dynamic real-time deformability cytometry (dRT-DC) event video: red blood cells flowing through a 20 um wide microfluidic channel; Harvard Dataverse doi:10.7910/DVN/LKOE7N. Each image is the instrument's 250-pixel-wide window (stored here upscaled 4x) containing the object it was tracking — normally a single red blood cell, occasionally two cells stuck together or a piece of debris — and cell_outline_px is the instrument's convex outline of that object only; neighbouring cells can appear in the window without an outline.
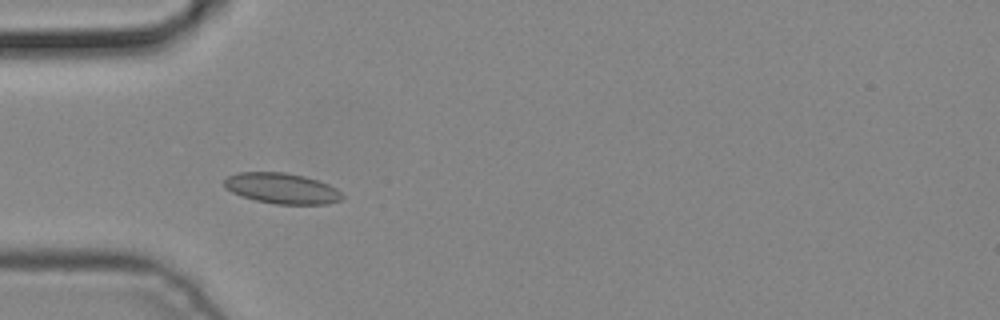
{"species": "common noctule bat (a hibernating species)", "species_latin": "Nyctalus noctula", "temperature_condition": "cold", "stored_images_in_passage": 6, "camera_frame_rate_fps": 3000, "um_per_image_px": 0.085, "animal": {"sex": "male", "body_mass_g": 19.2, "forearm_length_mm": 51.8}, "frame": {"image": 1, "passage_image": 4, "time_ms": 1.0, "image_size_px": [1000, 320], "cell_outline_px": [[344, 196], [340, 200], [324, 204], [276, 204], [256, 200], [232, 192], [224, 188], [224, 180], [228, 176], [236, 172], [284, 172], [304, 176], [328, 184], [336, 188]], "centroid_in_image_um": [23.93, 16.0], "position_along_channel_um": 61.1, "area_um2": 20.92}}
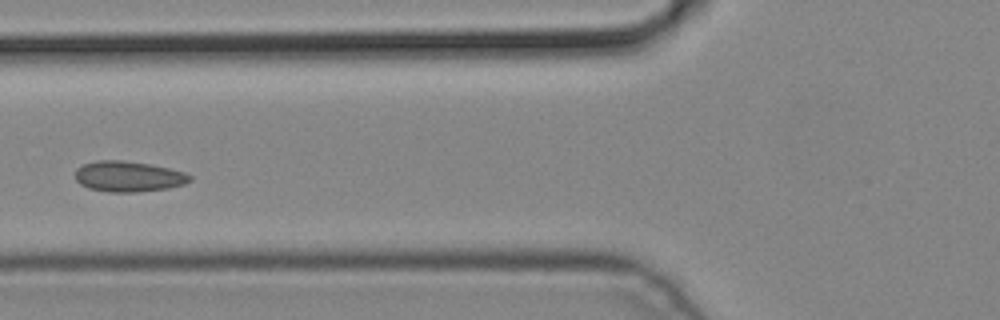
{"frame": {"image": 2, "passage_image": 5, "time_ms": 1.333, "image_size_px": [1000, 320], "cell_outline_px": [[192, 180], [184, 184], [168, 188], [136, 192], [108, 192], [88, 188], [80, 184], [76, 180], [76, 168], [84, 164], [96, 160], [120, 160], [152, 164], [184, 172], [192, 176]], "centroid_in_image_um": [10.91, 15.0], "position_along_channel_um": 114.9, "area_um2": 20.52}}
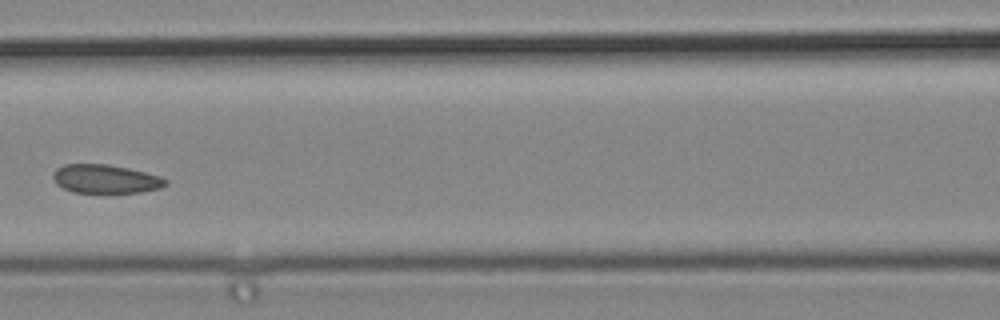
{"frame": {"image": 3, "passage_image": 6, "time_ms": 1.667, "image_size_px": [1000, 320], "cell_outline_px": [[168, 184], [160, 188], [140, 192], [72, 192], [56, 184], [52, 176], [52, 172], [56, 168], [64, 164], [108, 164], [128, 168], [160, 176], [168, 180]], "centroid_in_image_um": [8.95, 15.2], "position_along_channel_um": 157.7, "area_um2": 18.79}}